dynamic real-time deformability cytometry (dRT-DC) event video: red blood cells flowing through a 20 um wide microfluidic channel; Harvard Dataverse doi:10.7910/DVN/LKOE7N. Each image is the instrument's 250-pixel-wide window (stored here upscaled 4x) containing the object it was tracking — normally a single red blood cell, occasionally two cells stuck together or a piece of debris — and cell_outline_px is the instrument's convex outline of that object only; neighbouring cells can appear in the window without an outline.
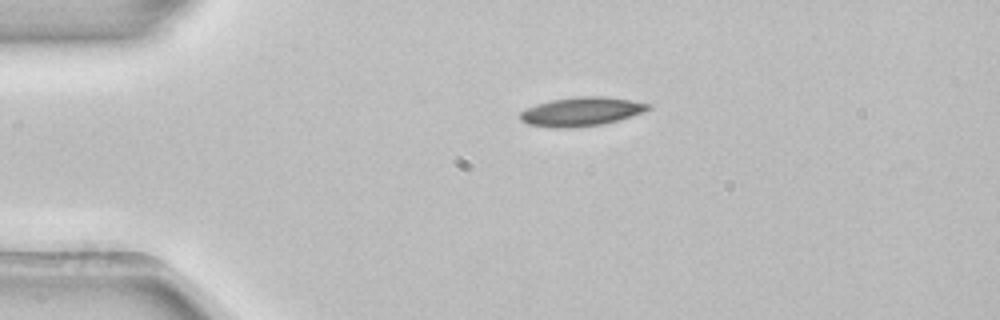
{"species": "common noctule bat (a hibernating species)", "species_latin": "Nyctalus noctula", "temperature_condition": "room temperature", "stored_images_in_passage": 2, "camera_frame_rate_fps": 3000, "um_per_image_px": 0.085, "animal": {"sex": "female", "body_mass_g": 22.7, "forearm_length_mm": 54.2}, "frame": {"image": 1, "passage_image": 1, "time_ms": 0.0, "image_size_px": [1000, 320], "cell_outline_px": [[652, 108], [604, 124], [572, 128], [552, 128], [528, 124], [520, 120], [520, 112], [536, 104], [552, 100], [580, 96], [604, 96], [632, 100], [652, 104]], "centroid_in_image_um": [49.4, 9.49], "position_along_channel_um": 35.6, "area_um2": 21.44}}